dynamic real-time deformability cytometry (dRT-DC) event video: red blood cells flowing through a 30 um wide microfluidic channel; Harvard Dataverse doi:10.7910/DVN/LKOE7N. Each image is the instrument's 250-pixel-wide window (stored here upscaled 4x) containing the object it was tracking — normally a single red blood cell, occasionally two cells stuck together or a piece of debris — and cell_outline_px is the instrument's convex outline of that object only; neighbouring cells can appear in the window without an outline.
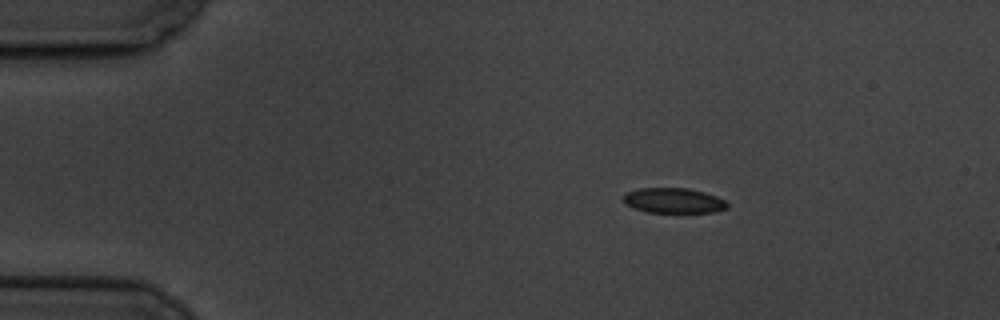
{"species": "common noctule bat (a hibernating species)", "species_latin": "Nyctalus noctula", "temperature_condition": "cold", "stored_images_in_passage": 9, "camera_frame_rate_fps": 3000, "um_per_image_px": 0.085, "animal": {"sex": "male", "body_mass_g": 19.5, "forearm_length_mm": 54.6}, "frame": {"image": 1, "passage_image": 1, "time_ms": 0.0, "image_size_px": [1000, 320], "cell_outline_px": [[728, 208], [712, 212], [648, 212], [632, 208], [624, 204], [624, 192], [640, 188], [688, 188], [704, 192], [716, 196], [724, 200], [728, 204]], "centroid_in_image_um": [57.22, 17.04], "position_along_channel_um": 27.8, "area_um2": 15.26}}
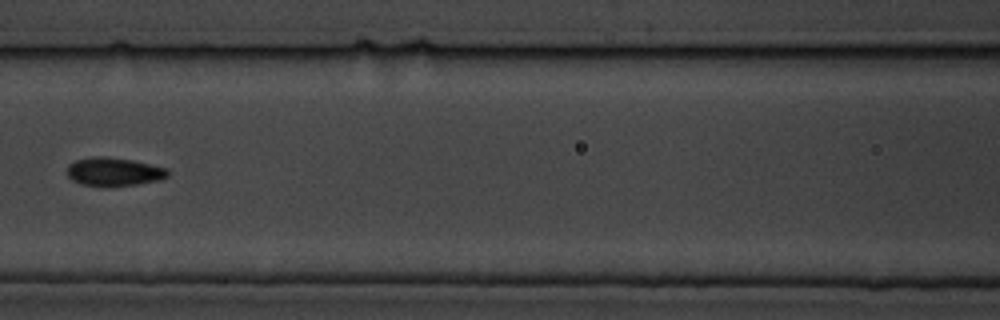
{"frame": {"image": 2, "passage_image": 6, "time_ms": 5.667, "image_size_px": [1000, 320], "cell_outline_px": [[168, 176], [160, 180], [136, 184], [80, 184], [72, 180], [68, 176], [68, 164], [76, 160], [92, 156], [104, 156], [132, 160], [168, 168]], "centroid_in_image_um": [9.69, 14.56], "position_along_channel_um": 156.9, "area_um2": 16.18}}
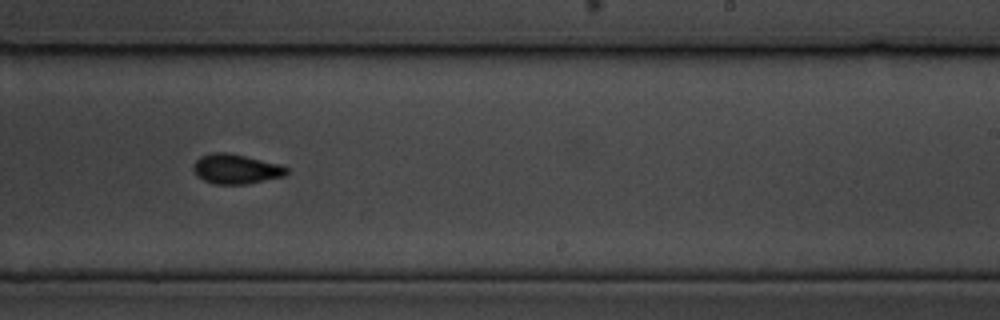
{"frame": {"image": 3, "passage_image": 9, "time_ms": 9.0, "image_size_px": [1000, 320], "cell_outline_px": [[288, 172], [284, 176], [248, 184], [212, 184], [196, 176], [192, 168], [192, 164], [200, 156], [212, 152], [228, 152], [280, 164], [288, 168]], "centroid_in_image_um": [20.02, 14.36], "position_along_channel_um": 269.0, "area_um2": 16.36}}